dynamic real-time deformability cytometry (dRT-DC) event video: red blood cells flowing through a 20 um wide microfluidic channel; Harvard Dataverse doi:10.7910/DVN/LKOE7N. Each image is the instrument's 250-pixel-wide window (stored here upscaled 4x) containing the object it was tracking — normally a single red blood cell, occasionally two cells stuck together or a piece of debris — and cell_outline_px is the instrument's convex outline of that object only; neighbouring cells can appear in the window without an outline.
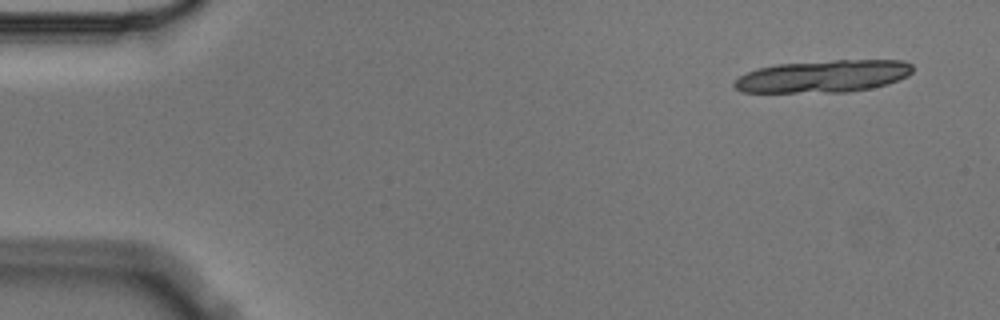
{"species": "Egyptian fruit bat (a non-hibernating species)", "species_latin": "Rousettus aegyptiacus", "temperature_condition": "cold", "stored_images_in_passage": 3, "camera_frame_rate_fps": 3000, "um_per_image_px": 0.085, "animal": {"sex": "male"}, "frame": {"image": 1, "passage_image": 1, "time_ms": 0.0, "image_size_px": [1000, 320], "cell_outline_px": [[912, 72], [908, 76], [888, 84], [872, 88], [848, 92], [744, 92], [736, 88], [732, 84], [740, 76], [756, 68], [776, 64], [836, 60], [904, 60], [912, 64]], "centroid_in_image_um": [70.01, 6.48], "position_along_channel_um": 15.0, "area_um2": 33.64}}